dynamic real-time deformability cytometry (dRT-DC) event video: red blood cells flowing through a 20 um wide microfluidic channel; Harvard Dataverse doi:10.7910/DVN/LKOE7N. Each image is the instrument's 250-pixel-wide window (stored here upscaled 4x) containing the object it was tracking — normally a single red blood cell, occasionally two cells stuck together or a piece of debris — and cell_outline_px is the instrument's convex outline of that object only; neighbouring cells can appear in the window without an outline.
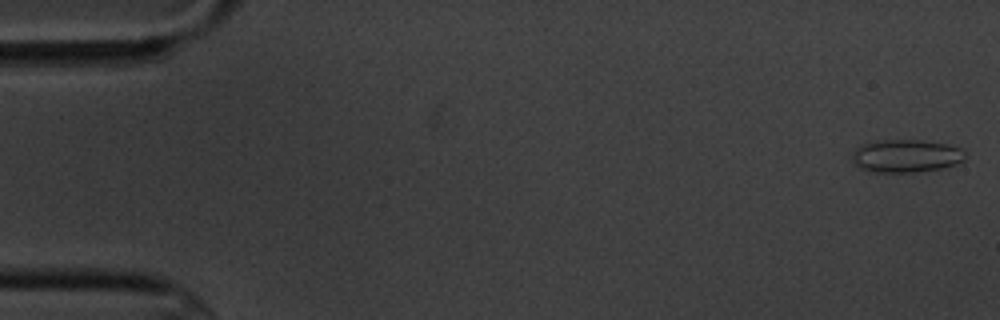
{"species": "common noctule bat (a hibernating species)", "species_latin": "Nyctalus noctula", "temperature_condition": "cold", "stored_images_in_passage": 7, "camera_frame_rate_fps": 3000, "um_per_image_px": 0.085, "animal": {"sex": "male", "body_mass_g": 20.1, "forearm_length_mm": 53.5}, "frame": {"image": 1, "passage_image": 1, "time_ms": 0.0, "image_size_px": [1000, 320], "cell_outline_px": [[964, 160], [956, 164], [944, 168], [912, 172], [868, 172], [852, 164], [852, 152], [860, 144], [880, 140], [920, 140], [948, 144], [960, 148], [964, 152]], "centroid_in_image_um": [76.96, 13.26], "position_along_channel_um": 8.0, "area_um2": 21.91}}
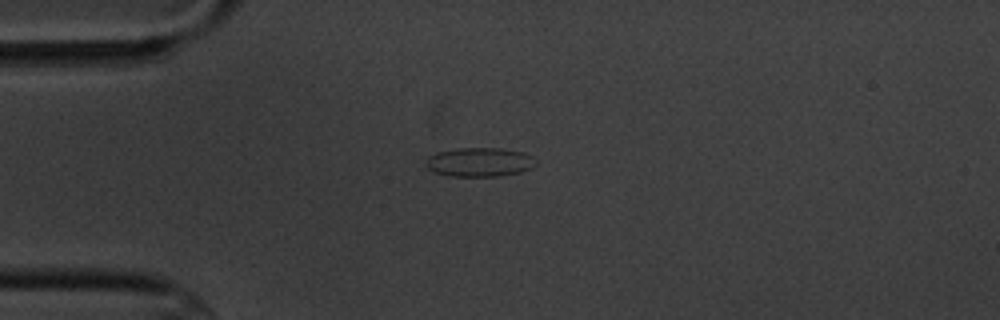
{"frame": {"image": 2, "passage_image": 4, "time_ms": 4.333, "image_size_px": [1000, 320], "cell_outline_px": [[536, 164], [532, 168], [520, 172], [500, 176], [448, 176], [432, 172], [424, 164], [424, 160], [428, 156], [436, 152], [456, 148], [500, 148], [524, 152], [532, 156], [536, 160]], "centroid_in_image_um": [40.72, 13.78], "position_along_channel_um": 44.3, "area_um2": 18.96}}
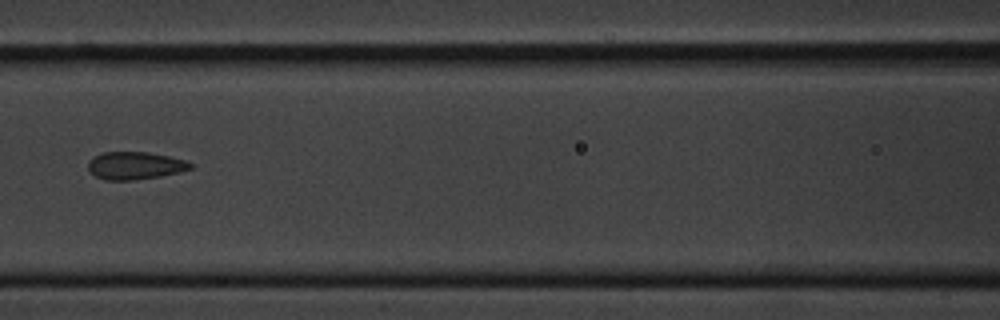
{"frame": {"image": 3, "passage_image": 7, "time_ms": 8.0, "image_size_px": [1000, 320], "cell_outline_px": [[192, 168], [180, 172], [160, 176], [132, 180], [104, 180], [88, 172], [88, 160], [92, 156], [104, 152], [148, 152], [168, 156], [184, 160], [192, 164]], "centroid_in_image_um": [11.42, 14.07], "position_along_channel_um": 155.2, "area_um2": 16.53}}